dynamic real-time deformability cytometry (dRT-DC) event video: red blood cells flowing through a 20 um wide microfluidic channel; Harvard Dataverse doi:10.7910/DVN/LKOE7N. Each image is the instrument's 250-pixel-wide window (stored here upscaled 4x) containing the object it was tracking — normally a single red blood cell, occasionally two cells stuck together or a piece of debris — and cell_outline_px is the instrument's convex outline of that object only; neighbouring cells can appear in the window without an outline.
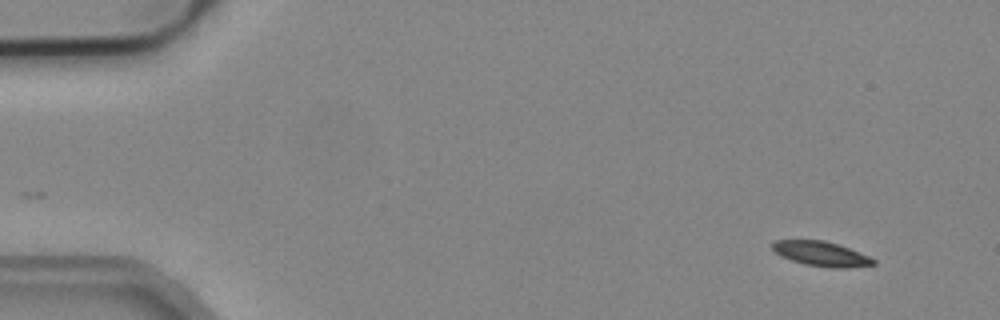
{"species": "common noctule bat (a hibernating species)", "species_latin": "Nyctalus noctula", "temperature_condition": "cold", "stored_images_in_passage": 3, "camera_frame_rate_fps": 3000, "um_per_image_px": 0.085, "animal": {"sex": "male", "body_mass_g": 19.2, "forearm_length_mm": 51.8}, "frame": {"image": 1, "passage_image": 1, "time_ms": 0.0, "image_size_px": [1000, 320], "cell_outline_px": [[876, 264], [848, 268], [828, 268], [804, 264], [780, 256], [772, 248], [772, 244], [776, 240], [824, 240], [848, 248], [868, 256], [876, 260]], "centroid_in_image_um": [69.8, 21.58], "position_along_channel_um": 15.2, "area_um2": 14.45}}
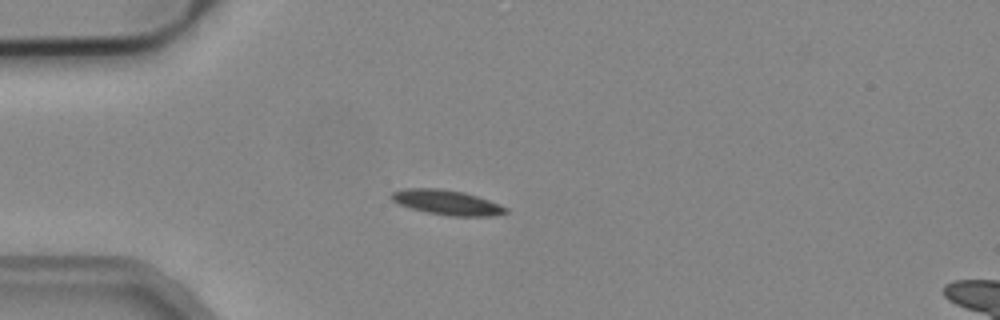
{"frame": {"image": 2, "passage_image": 3, "time_ms": 0.667, "image_size_px": [1000, 320], "cell_outline_px": [[508, 212], [492, 216], [448, 216], [428, 212], [412, 208], [400, 204], [392, 200], [388, 196], [392, 192], [404, 188], [440, 188], [464, 192], [500, 204], [508, 208]], "centroid_in_image_um": [37.98, 17.2], "position_along_channel_um": 47.0, "area_um2": 16.53}}